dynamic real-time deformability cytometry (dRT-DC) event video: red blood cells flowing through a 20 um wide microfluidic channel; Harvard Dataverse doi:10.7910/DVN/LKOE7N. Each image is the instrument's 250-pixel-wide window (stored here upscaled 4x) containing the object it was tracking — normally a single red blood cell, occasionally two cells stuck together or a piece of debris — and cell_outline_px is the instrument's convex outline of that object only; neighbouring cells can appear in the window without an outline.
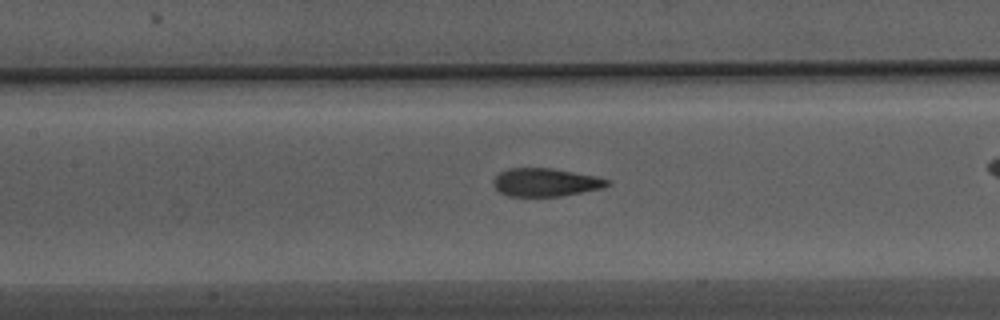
{"species": "Egyptian fruit bat (a non-hibernating species)", "species_latin": "Rousettus aegyptiacus", "temperature_condition": "warm", "stored_images_in_passage": 44, "camera_frame_rate_fps": 3000, "um_per_image_px": 0.085, "animal": {"sex": "male"}, "frame": {"image": 1, "passage_image": 25, "time_ms": 8.0, "image_size_px": [1000, 320], "cell_outline_px": [[612, 180], [604, 188], [560, 196], [508, 196], [500, 192], [492, 184], [492, 180], [500, 172], [508, 168], [552, 168], [596, 176]], "centroid_in_image_um": [46.37, 15.49], "position_along_channel_um": 161.0, "area_um2": 18.73}}
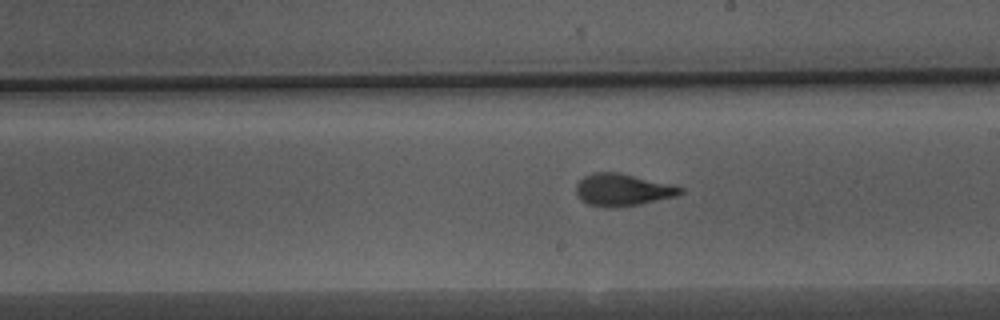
{"frame": {"image": 2, "passage_image": 31, "time_ms": 10.0, "image_size_px": [1000, 320], "cell_outline_px": [[684, 192], [676, 196], [640, 204], [616, 208], [608, 208], [588, 204], [576, 192], [576, 184], [584, 176], [592, 172], [620, 172], [672, 184], [684, 188]], "centroid_in_image_um": [52.95, 16.13], "position_along_channel_um": 236.1, "area_um2": 19.65}}
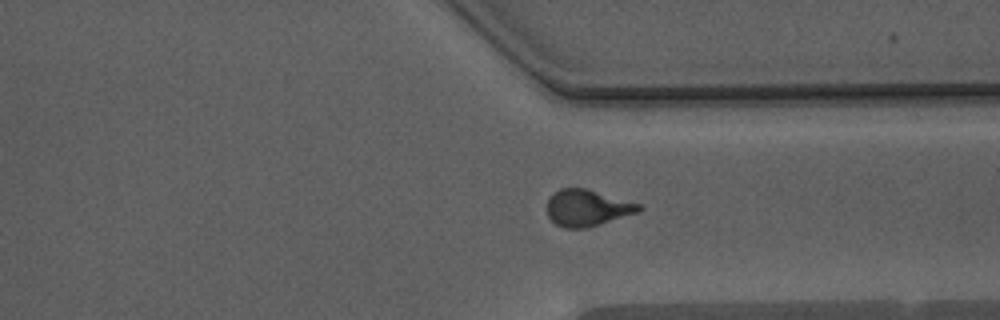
{"frame": {"image": 3, "passage_image": 41, "time_ms": 13.333, "image_size_px": [1000, 320], "cell_outline_px": [[644, 208], [640, 212], [584, 228], [564, 228], [556, 224], [548, 216], [548, 200], [560, 188], [584, 188], [640, 204]], "centroid_in_image_um": [49.93, 17.68], "position_along_channel_um": 361.5, "area_um2": 19.13}}